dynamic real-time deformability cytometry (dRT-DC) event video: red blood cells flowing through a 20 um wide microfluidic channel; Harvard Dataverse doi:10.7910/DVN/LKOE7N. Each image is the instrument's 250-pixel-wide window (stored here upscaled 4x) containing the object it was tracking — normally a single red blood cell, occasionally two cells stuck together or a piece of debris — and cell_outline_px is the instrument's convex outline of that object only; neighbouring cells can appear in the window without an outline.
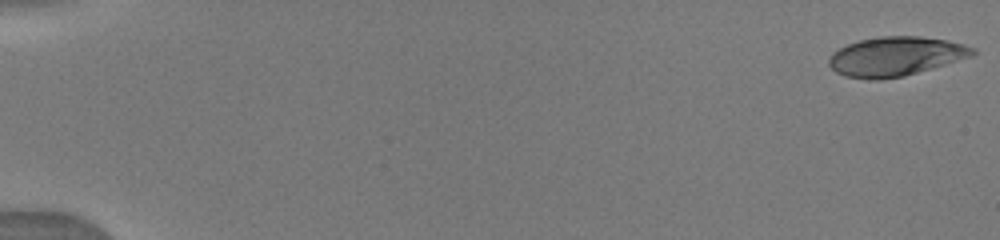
{"species": "human", "species_latin": "Homo sapiens", "temperature_condition": "warm", "stored_images_in_passage": 42, "camera_frame_rate_fps": 3000, "um_per_image_px": 0.085, "donor": {"sex": "male"}, "frame": {"image": 1, "passage_image": 1, "time_ms": 0.0, "image_size_px": [1000, 240], "cell_outline_px": [[976, 52], [972, 56], [904, 76], [880, 80], [868, 80], [844, 76], [836, 72], [828, 64], [828, 56], [832, 52], [848, 44], [860, 40], [880, 36], [920, 36], [948, 40], [964, 44], [976, 48]], "centroid_in_image_um": [76.1, 4.79], "position_along_channel_um": 8.9, "area_um2": 33.0}}
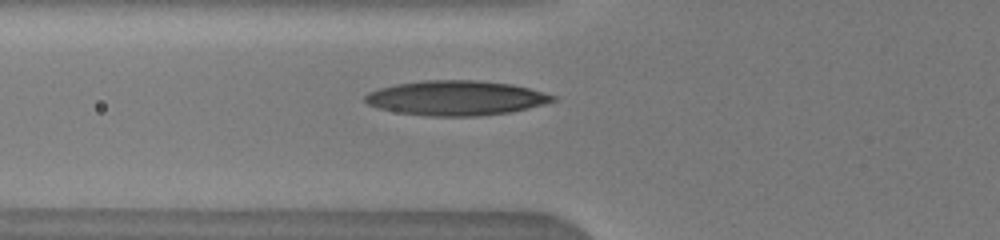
{"frame": {"image": 2, "passage_image": 12, "time_ms": 6.333, "image_size_px": [1000, 240], "cell_outline_px": [[556, 100], [544, 104], [512, 112], [476, 116], [428, 116], [396, 112], [376, 108], [368, 104], [364, 100], [364, 96], [368, 92], [380, 88], [396, 84], [424, 80], [480, 80], [512, 84], [544, 92], [556, 96]], "centroid_in_image_um": [38.75, 8.33], "position_along_channel_um": 87.0, "area_um2": 38.15}}
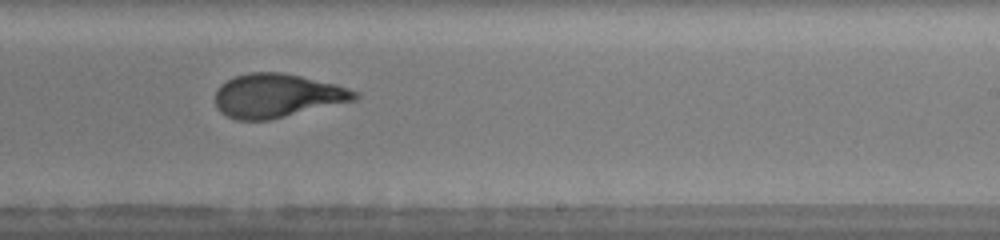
{"frame": {"image": 3, "passage_image": 27, "time_ms": 10.667, "image_size_px": [1000, 240], "cell_outline_px": [[360, 96], [356, 100], [268, 120], [236, 120], [220, 112], [216, 104], [216, 88], [220, 84], [236, 76], [248, 72], [280, 72], [300, 76], [336, 84], [360, 92]], "centroid_in_image_um": [23.56, 8.13], "position_along_channel_um": 265.4, "area_um2": 35.49}}